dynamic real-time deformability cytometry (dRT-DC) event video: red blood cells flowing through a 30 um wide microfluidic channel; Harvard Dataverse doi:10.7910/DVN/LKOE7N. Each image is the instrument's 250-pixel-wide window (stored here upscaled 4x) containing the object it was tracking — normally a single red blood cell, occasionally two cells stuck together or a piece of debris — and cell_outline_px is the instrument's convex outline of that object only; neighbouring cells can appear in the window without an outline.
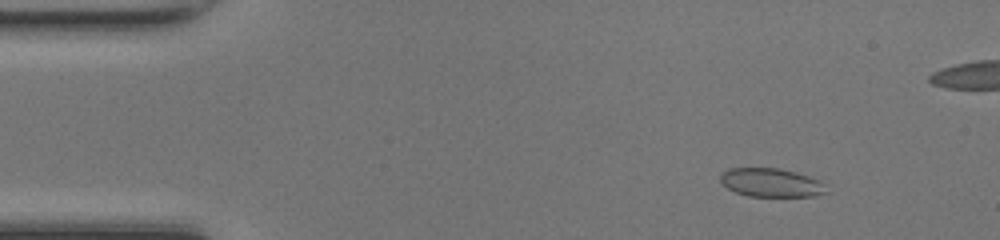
{"species": "common noctule bat (a hibernating species)", "species_latin": "Nyctalus noctula", "temperature_condition": "room temperature", "stored_images_in_passage": 49, "camera_frame_rate_fps": 3000, "um_per_image_px": 0.085, "animal": {"sex": "female", "body_mass_g": 17.0, "forearm_length_mm": 48.0}, "frame": {"image": 1, "passage_image": 5, "time_ms": 1.333, "image_size_px": [1000, 240], "cell_outline_px": [[824, 192], [816, 196], [748, 196], [736, 192], [728, 188], [720, 180], [720, 176], [728, 168], [780, 168], [808, 176], [820, 180], [824, 184]], "centroid_in_image_um": [65.52, 15.52], "position_along_channel_um": 19.5, "area_um2": 17.4}}
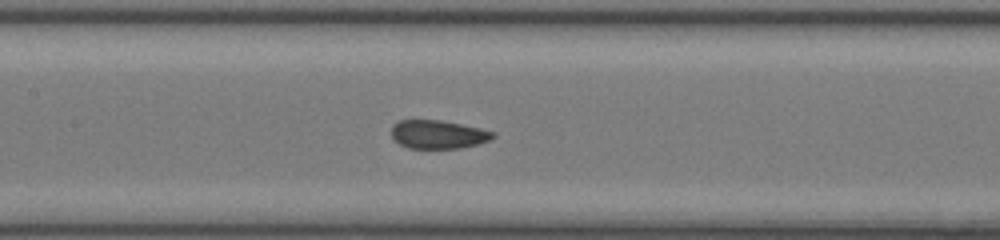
{"frame": {"image": 2, "passage_image": 22, "time_ms": 7.0, "image_size_px": [1000, 240], "cell_outline_px": [[496, 136], [492, 140], [460, 148], [408, 148], [392, 140], [392, 124], [400, 120], [440, 120], [480, 128], [496, 132]], "centroid_in_image_um": [37.24, 11.42], "position_along_channel_um": 170.2, "area_um2": 16.94}}
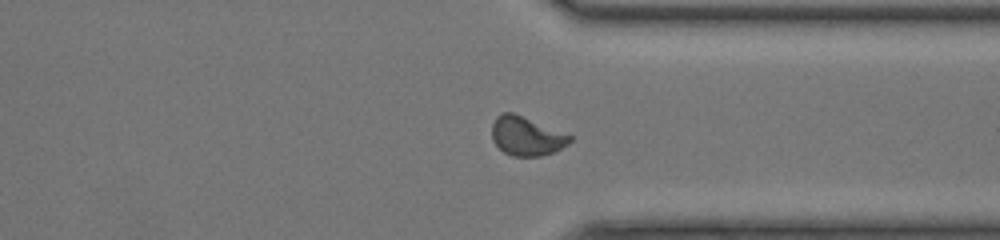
{"frame": {"image": 3, "passage_image": 36, "time_ms": 11.667, "image_size_px": [1000, 240], "cell_outline_px": [[572, 140], [568, 144], [552, 152], [540, 156], [512, 156], [504, 152], [492, 140], [492, 124], [496, 116], [504, 112], [512, 112], [572, 136]], "centroid_in_image_um": [44.72, 11.57], "position_along_channel_um": 366.7, "area_um2": 17.4}}